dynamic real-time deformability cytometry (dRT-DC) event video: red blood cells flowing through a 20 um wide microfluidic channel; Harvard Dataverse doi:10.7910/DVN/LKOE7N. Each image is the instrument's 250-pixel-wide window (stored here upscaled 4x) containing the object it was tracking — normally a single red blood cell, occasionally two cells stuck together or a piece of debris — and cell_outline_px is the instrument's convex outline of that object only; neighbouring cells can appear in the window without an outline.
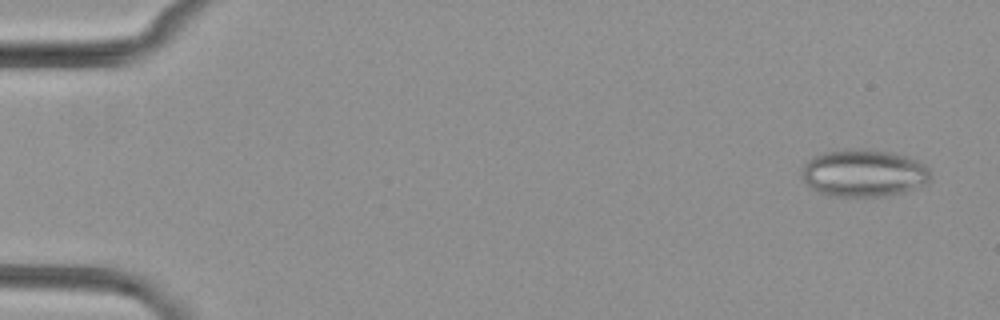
{"species": "common noctule bat (a hibernating species)", "species_latin": "Nyctalus noctula", "temperature_condition": "cold", "stored_images_in_passage": 5, "camera_frame_rate_fps": 3000, "um_per_image_px": 0.085, "animal": {"sex": "female", "body_mass_g": 29.2, "forearm_length_mm": 56.3}, "frame": {"image": 1, "passage_image": 1, "time_ms": 0.0, "image_size_px": [1000, 320], "cell_outline_px": [[928, 180], [924, 184], [904, 192], [884, 196], [828, 196], [812, 188], [804, 180], [800, 168], [808, 160], [824, 152], [844, 148], [868, 148], [892, 152], [908, 156], [924, 164], [928, 168]], "centroid_in_image_um": [73.39, 14.69], "position_along_channel_um": 11.6, "area_um2": 35.66}}